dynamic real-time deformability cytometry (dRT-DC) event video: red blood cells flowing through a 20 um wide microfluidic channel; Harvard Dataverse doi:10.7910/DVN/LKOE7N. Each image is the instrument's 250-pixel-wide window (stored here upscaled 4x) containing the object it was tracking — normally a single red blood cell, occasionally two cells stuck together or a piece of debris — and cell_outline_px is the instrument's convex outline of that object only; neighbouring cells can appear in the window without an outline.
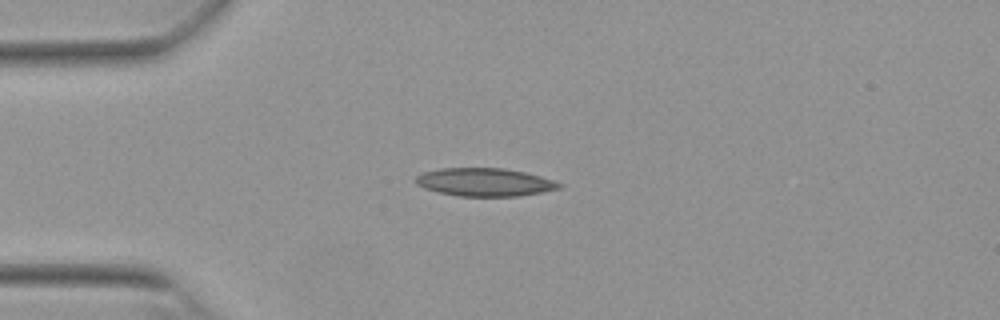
{"species": "Egyptian fruit bat (a non-hibernating species)", "species_latin": "Rousettus aegyptiacus", "temperature_condition": "warm", "stored_images_in_passage": 40, "camera_frame_rate_fps": 3000, "um_per_image_px": 0.085, "animal": {"sex": "female"}, "frame": {"image": 1, "passage_image": 1, "time_ms": 0.0, "image_size_px": [1000, 320], "cell_outline_px": [[564, 184], [560, 188], [520, 196], [460, 196], [440, 192], [424, 188], [416, 184], [416, 176], [424, 172], [440, 168], [504, 168], [524, 172], [540, 176]], "centroid_in_image_um": [41.2, 15.48], "position_along_channel_um": 43.8, "area_um2": 23.29}}
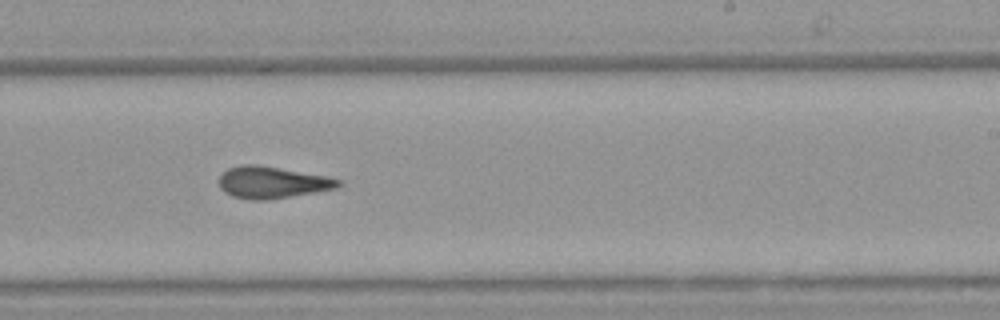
{"frame": {"image": 2, "passage_image": 20, "time_ms": 6.333, "image_size_px": [1000, 320], "cell_outline_px": [[344, 184], [336, 188], [268, 200], [252, 200], [232, 196], [224, 192], [220, 188], [220, 176], [228, 168], [244, 164], [256, 164], [328, 176], [340, 180]], "centroid_in_image_um": [23.14, 15.5], "position_along_channel_um": 265.9, "area_um2": 22.02}}
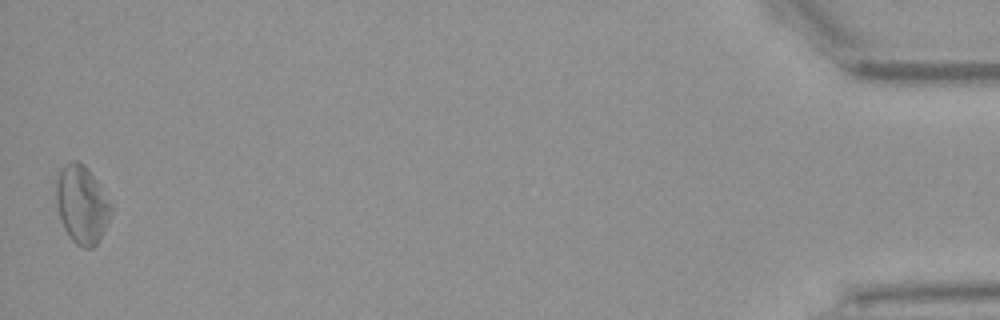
{"frame": {"image": 3, "passage_image": 40, "time_ms": 13.0, "image_size_px": [1000, 320], "cell_outline_px": [[112, 212], [100, 240], [92, 248], [84, 248], [76, 244], [68, 236], [64, 228], [56, 204], [56, 180], [64, 164], [72, 160], [76, 160], [84, 164], [88, 168], [112, 204]], "centroid_in_image_um": [6.96, 17.38], "position_along_channel_um": 428.2, "area_um2": 24.97}, "authors_computed_cell_mechanics": {"area_um2": 22.253, "velocity_mm_per_s": 3.8398, "shape_relaxation_time_tau1_ms": null, "shape_relaxation_time_tau2_ms": 3.7924, "deformation_change_tau1": null, "deformation_change_tau2": 0.1248}}